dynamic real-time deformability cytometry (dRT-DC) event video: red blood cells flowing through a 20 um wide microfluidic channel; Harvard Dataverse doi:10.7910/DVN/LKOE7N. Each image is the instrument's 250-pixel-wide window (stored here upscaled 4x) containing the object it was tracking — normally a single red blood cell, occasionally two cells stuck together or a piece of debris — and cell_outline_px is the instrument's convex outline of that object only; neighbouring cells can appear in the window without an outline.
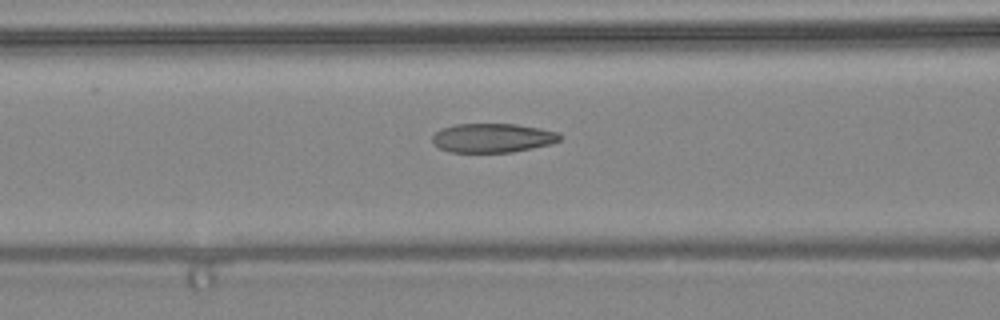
{"species": "common noctule bat (a hibernating species)", "species_latin": "Nyctalus noctula", "temperature_condition": "warm", "stored_images_in_passage": 37, "camera_frame_rate_fps": 3000, "um_per_image_px": 0.085, "animal": {"sex": "female", "body_mass_g": 24.6, "forearm_length_mm": 56.2}, "frame": {"image": 1, "passage_image": 18, "time_ms": 5.667, "image_size_px": [1000, 320], "cell_outline_px": [[564, 136], [560, 140], [552, 144], [512, 152], [448, 152], [432, 144], [432, 136], [440, 128], [456, 124], [516, 124], [540, 128], [560, 132]], "centroid_in_image_um": [41.89, 11.72], "position_along_channel_um": 124.7, "area_um2": 21.91}}
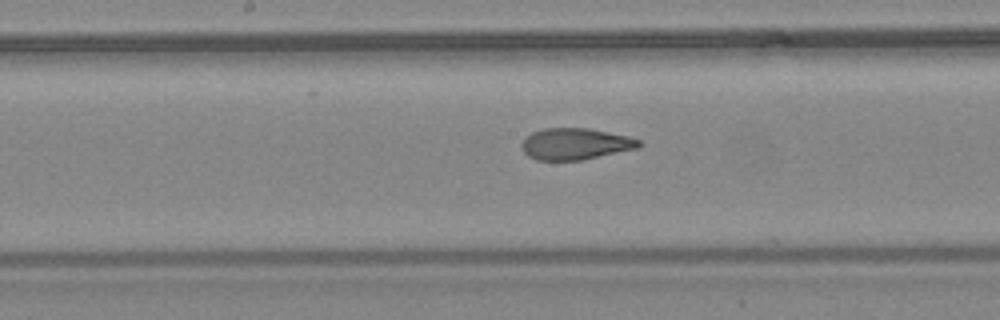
{"frame": {"image": 2, "passage_image": 23, "time_ms": 7.333, "image_size_px": [1000, 320], "cell_outline_px": [[644, 144], [640, 148], [580, 160], [536, 160], [528, 156], [524, 152], [520, 144], [532, 132], [544, 128], [588, 128], [628, 136], [640, 140]], "centroid_in_image_um": [48.93, 12.23], "position_along_channel_um": 199.3, "area_um2": 21.56}}
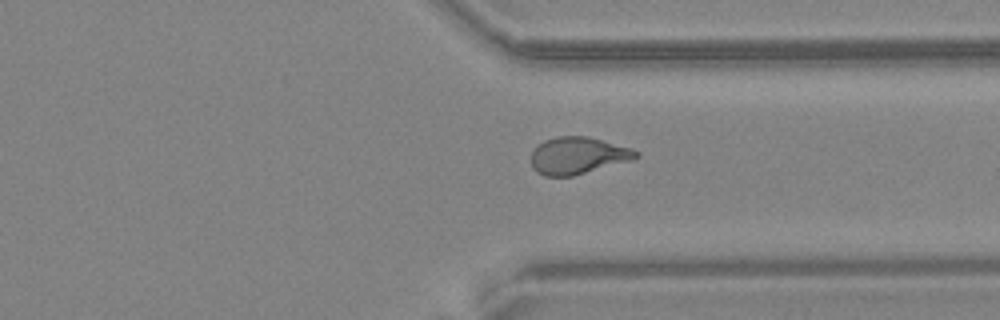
{"frame": {"image": 3, "passage_image": 34, "time_ms": 11.0, "image_size_px": [1000, 320], "cell_outline_px": [[640, 156], [636, 160], [572, 176], [544, 176], [536, 172], [532, 168], [532, 152], [544, 140], [556, 136], [588, 136], [632, 148], [640, 152]], "centroid_in_image_um": [49.18, 13.23], "position_along_channel_um": 362.2, "area_um2": 22.95}}